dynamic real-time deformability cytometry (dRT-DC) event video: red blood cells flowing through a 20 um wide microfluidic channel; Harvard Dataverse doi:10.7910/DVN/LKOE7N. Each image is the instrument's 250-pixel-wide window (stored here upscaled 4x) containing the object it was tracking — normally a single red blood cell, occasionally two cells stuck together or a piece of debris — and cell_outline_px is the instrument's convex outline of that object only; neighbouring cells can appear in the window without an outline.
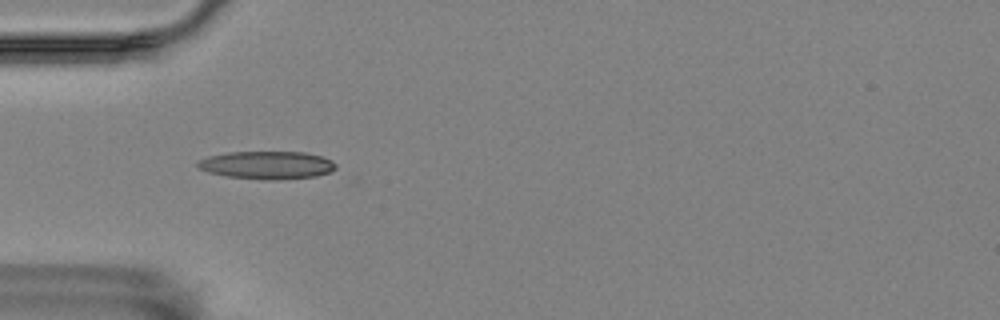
{"species": "Egyptian fruit bat (a non-hibernating species)", "species_latin": "Rousettus aegyptiacus", "temperature_condition": "room temperature", "stored_images_in_passage": 8, "camera_frame_rate_fps": 3000, "um_per_image_px": 0.085, "animal": {"sex": "female"}, "frame": {"image": 1, "passage_image": 4, "time_ms": 1.0, "image_size_px": [1000, 320], "cell_outline_px": [[336, 168], [328, 172], [316, 176], [276, 180], [264, 180], [228, 176], [208, 172], [196, 168], [196, 164], [200, 160], [208, 156], [228, 152], [304, 152], [320, 156], [332, 160], [336, 164]], "centroid_in_image_um": [22.67, 14.03], "position_along_channel_um": 62.3, "area_um2": 22.43}}
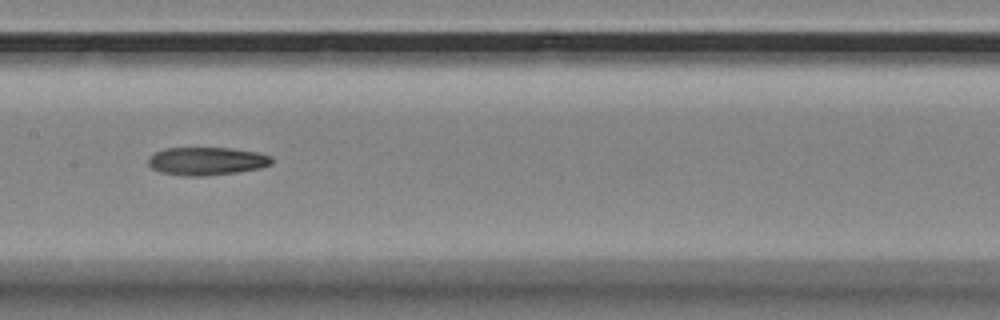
{"frame": {"image": 2, "passage_image": 7, "time_ms": 2.0, "image_size_px": [1000, 320], "cell_outline_px": [[272, 164], [260, 168], [236, 172], [204, 176], [180, 176], [160, 172], [152, 168], [148, 164], [148, 156], [164, 148], [232, 148], [256, 152], [272, 156]], "centroid_in_image_um": [17.54, 13.7], "position_along_channel_um": 189.9, "area_um2": 20.29}}
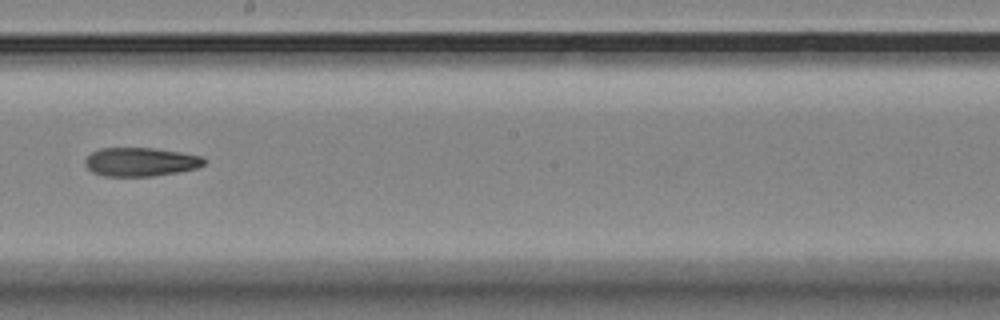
{"frame": {"image": 3, "passage_image": 8, "time_ms": 2.333, "image_size_px": [1000, 320], "cell_outline_px": [[204, 164], [196, 168], [176, 172], [152, 176], [104, 176], [92, 172], [84, 164], [84, 160], [92, 152], [100, 148], [152, 148], [180, 152], [200, 156], [204, 160]], "centroid_in_image_um": [11.89, 13.76], "position_along_channel_um": 236.3, "area_um2": 19.71}}